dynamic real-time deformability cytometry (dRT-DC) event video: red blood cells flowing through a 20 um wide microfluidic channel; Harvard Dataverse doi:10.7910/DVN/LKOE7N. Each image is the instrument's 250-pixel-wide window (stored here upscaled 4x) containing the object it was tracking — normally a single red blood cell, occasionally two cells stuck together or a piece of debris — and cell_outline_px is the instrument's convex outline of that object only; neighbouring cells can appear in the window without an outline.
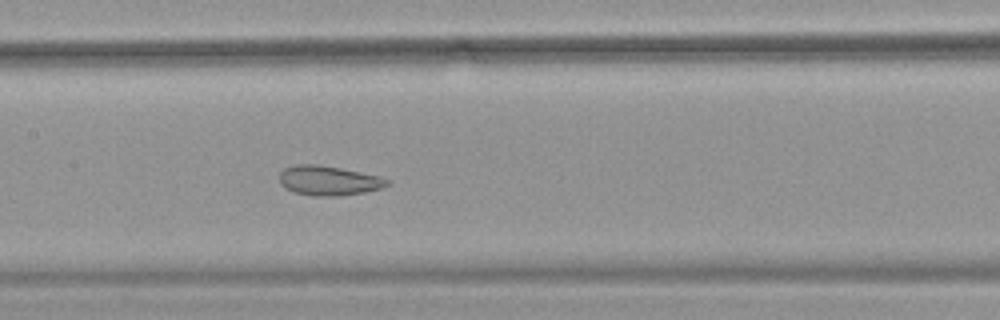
{"species": "common noctule bat (a hibernating species)", "species_latin": "Nyctalus noctula", "temperature_condition": "warm", "stored_images_in_passage": 53, "camera_frame_rate_fps": 3000, "um_per_image_px": 0.085, "animal": {"sex": "female", "body_mass_g": 18.4}, "frame": {"image": 1, "passage_image": 26, "time_ms": 8.333, "image_size_px": [1000, 320], "cell_outline_px": [[388, 184], [384, 188], [364, 192], [340, 196], [312, 196], [292, 192], [284, 188], [280, 184], [280, 172], [284, 168], [296, 164], [320, 164], [380, 176], [388, 180]], "centroid_in_image_um": [27.9, 15.35], "position_along_channel_um": 179.5, "area_um2": 18.79}}
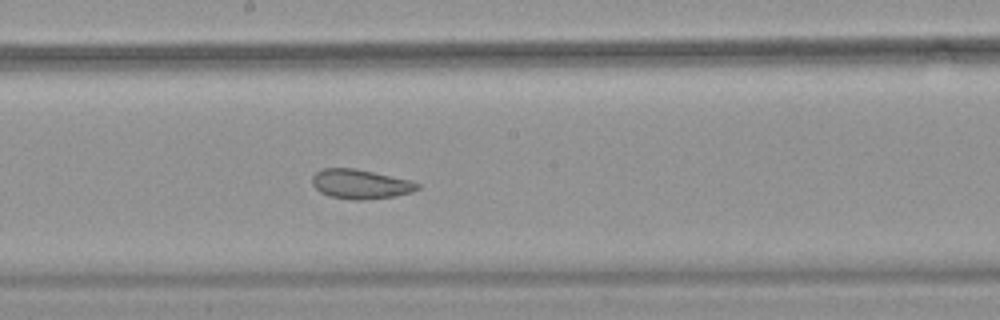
{"frame": {"image": 2, "passage_image": 29, "time_ms": 9.333, "image_size_px": [1000, 320], "cell_outline_px": [[420, 188], [412, 192], [392, 196], [360, 200], [356, 200], [328, 196], [320, 192], [312, 184], [312, 176], [320, 168], [356, 168], [412, 180], [420, 184]], "centroid_in_image_um": [30.63, 15.63], "position_along_channel_um": 217.6, "area_um2": 18.15}}
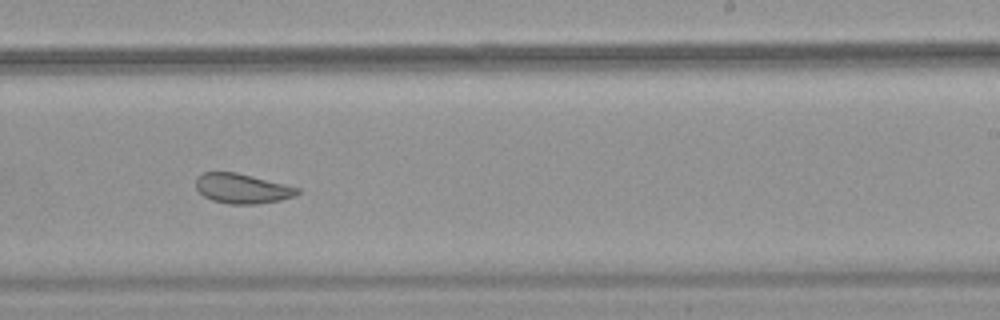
{"frame": {"image": 3, "passage_image": 33, "time_ms": 10.667, "image_size_px": [1000, 320], "cell_outline_px": [[300, 192], [296, 196], [280, 200], [256, 204], [228, 204], [212, 200], [204, 196], [196, 188], [196, 176], [204, 172], [236, 172], [300, 188]], "centroid_in_image_um": [20.58, 16.02], "position_along_channel_um": 268.4, "area_um2": 17.63}, "authors_computed_cell_mechanics": {"area_um2": 23.6402, "velocity_mm_per_s": 3.8372, "shape_relaxation_time_tau1_ms": null, "shape_relaxation_time_tau2_ms": 1.5406, "deformation_change_tau1": null, "deformation_change_tau2": 0.0747}}